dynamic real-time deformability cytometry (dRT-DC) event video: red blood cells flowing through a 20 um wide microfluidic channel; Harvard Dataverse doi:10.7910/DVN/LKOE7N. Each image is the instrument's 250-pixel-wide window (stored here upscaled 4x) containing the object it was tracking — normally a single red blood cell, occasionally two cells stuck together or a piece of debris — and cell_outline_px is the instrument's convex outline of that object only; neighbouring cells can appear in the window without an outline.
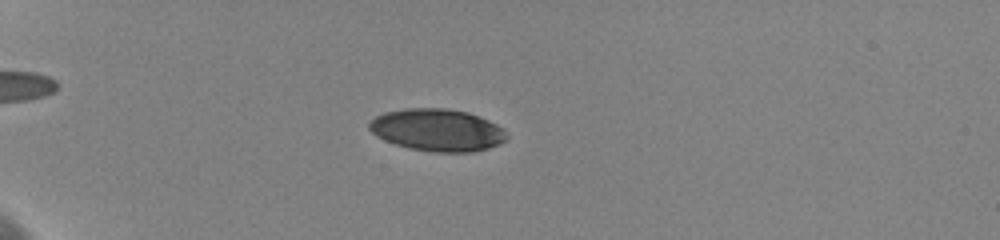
{"species": "human", "species_latin": "Homo sapiens", "temperature_condition": "cold", "stored_images_in_passage": 56, "camera_frame_rate_fps": 3000, "um_per_image_px": 0.085, "donor": {"sex": "female"}, "frame": {"image": 1, "passage_image": 47, "time_ms": 6.333, "image_size_px": [1000, 240], "cell_outline_px": [[508, 136], [500, 144], [476, 152], [432, 152], [408, 148], [384, 140], [376, 136], [368, 128], [368, 124], [376, 116], [384, 112], [404, 108], [448, 108], [468, 112], [488, 120], [504, 128]], "centroid_in_image_um": [37.18, 11.05], "position_along_channel_um": 47.8, "area_um2": 34.1}}